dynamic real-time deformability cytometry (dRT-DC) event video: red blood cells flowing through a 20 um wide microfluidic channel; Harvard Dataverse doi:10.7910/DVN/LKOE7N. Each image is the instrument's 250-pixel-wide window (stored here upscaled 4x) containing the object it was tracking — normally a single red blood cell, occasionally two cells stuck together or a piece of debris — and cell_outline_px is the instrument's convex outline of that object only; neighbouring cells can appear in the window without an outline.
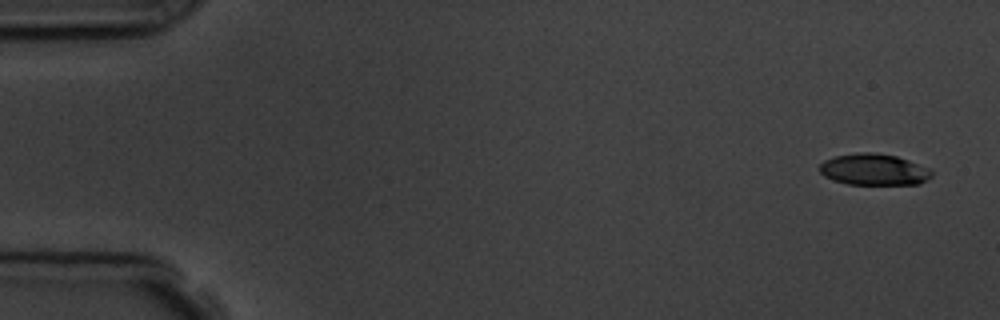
{"species": "common noctule bat (a hibernating species)", "species_latin": "Nyctalus noctula", "temperature_condition": "room temperature", "stored_images_in_passage": 5, "camera_frame_rate_fps": 3000, "um_per_image_px": 0.085, "animal": {"sex": "male", "body_mass_g": 19.5, "forearm_length_mm": 54.6}, "frame": {"image": 1, "passage_image": 1, "time_ms": 0.0, "image_size_px": [1000, 320], "cell_outline_px": [[932, 176], [920, 184], [848, 184], [832, 180], [824, 176], [820, 172], [820, 164], [824, 160], [836, 156], [860, 152], [872, 152], [896, 156], [908, 160], [928, 168], [932, 172]], "centroid_in_image_um": [74.27, 14.41], "position_along_channel_um": 10.7, "area_um2": 20.4}}
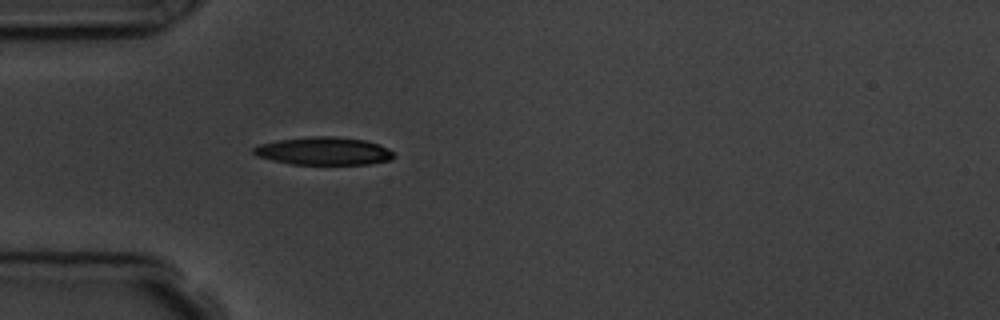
{"frame": {"image": 2, "passage_image": 5, "time_ms": 4.667, "image_size_px": [1000, 320], "cell_outline_px": [[396, 156], [392, 160], [368, 164], [292, 164], [272, 160], [256, 156], [252, 152], [252, 148], [260, 144], [280, 140], [312, 136], [336, 136], [364, 140], [380, 144], [396, 152]], "centroid_in_image_um": [27.57, 12.84], "position_along_channel_um": 57.4, "area_um2": 22.95}}